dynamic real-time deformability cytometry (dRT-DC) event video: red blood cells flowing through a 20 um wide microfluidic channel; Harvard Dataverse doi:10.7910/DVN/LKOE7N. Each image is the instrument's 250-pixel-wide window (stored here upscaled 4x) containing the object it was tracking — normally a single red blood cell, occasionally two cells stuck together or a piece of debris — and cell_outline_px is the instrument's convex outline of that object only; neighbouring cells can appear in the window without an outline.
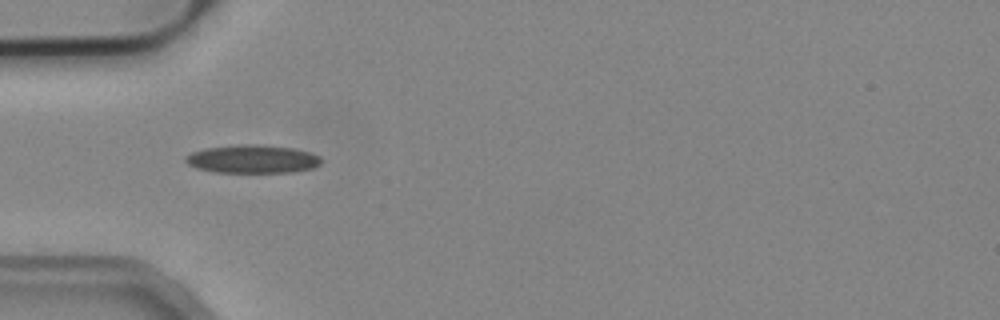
{"species": "common noctule bat (a hibernating species)", "species_latin": "Nyctalus noctula", "temperature_condition": "cold", "stored_images_in_passage": 14, "camera_frame_rate_fps": 3000, "um_per_image_px": 0.085, "animal": {"sex": "male", "body_mass_g": 19.2, "forearm_length_mm": 51.8}, "frame": {"image": 1, "passage_image": 5, "time_ms": 1.333, "image_size_px": [1000, 320], "cell_outline_px": [[320, 164], [312, 168], [292, 172], [216, 172], [196, 168], [188, 164], [184, 160], [184, 156], [192, 152], [204, 148], [240, 144], [256, 144], [292, 148], [308, 152], [320, 156]], "centroid_in_image_um": [21.41, 13.51], "position_along_channel_um": 63.6, "area_um2": 22.25}}
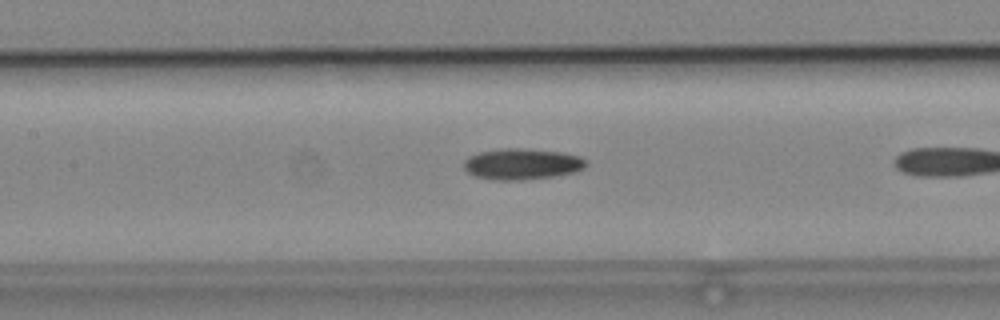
{"frame": {"image": 2, "passage_image": 10, "time_ms": 3.0, "image_size_px": [1000, 320], "cell_outline_px": [[588, 164], [584, 168], [576, 172], [552, 176], [516, 180], [496, 180], [476, 176], [468, 172], [464, 168], [464, 160], [468, 156], [480, 152], [500, 148], [520, 148], [560, 152], [580, 156]], "centroid_in_image_um": [44.36, 13.93], "position_along_channel_um": 163.0, "area_um2": 21.96}}